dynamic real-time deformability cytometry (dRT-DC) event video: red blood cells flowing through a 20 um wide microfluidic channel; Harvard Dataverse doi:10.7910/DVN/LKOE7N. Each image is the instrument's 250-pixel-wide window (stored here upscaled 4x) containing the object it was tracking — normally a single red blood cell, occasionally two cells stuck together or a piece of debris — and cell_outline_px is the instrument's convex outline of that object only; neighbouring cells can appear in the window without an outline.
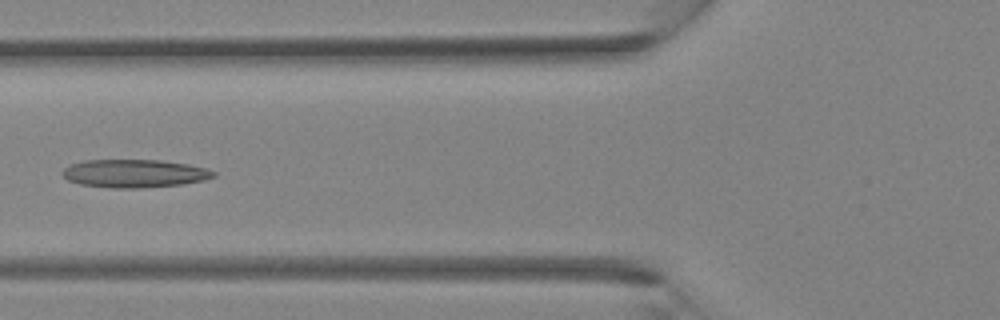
{"species": "Egyptian fruit bat (a non-hibernating species)", "species_latin": "Rousettus aegyptiacus", "temperature_condition": "room temperature", "stored_images_in_passage": 37, "camera_frame_rate_fps": 3000, "um_per_image_px": 0.085, "animal": {"sex": "female"}, "frame": {"image": 1, "passage_image": 14, "time_ms": 4.333, "image_size_px": [1000, 320], "cell_outline_px": [[216, 176], [204, 180], [184, 184], [140, 188], [112, 188], [80, 184], [68, 180], [60, 172], [68, 164], [84, 160], [160, 160], [188, 164], [208, 168], [216, 172]], "centroid_in_image_um": [11.43, 14.74], "position_along_channel_um": 114.4, "area_um2": 24.97}}
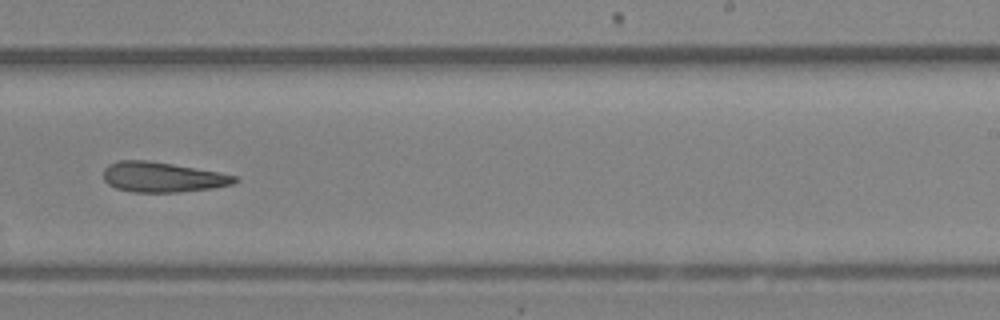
{"frame": {"image": 2, "passage_image": 23, "time_ms": 7.333, "image_size_px": [1000, 320], "cell_outline_px": [[240, 180], [232, 184], [212, 188], [180, 192], [132, 192], [116, 188], [108, 184], [104, 180], [104, 168], [108, 164], [120, 160], [148, 160], [172, 164], [216, 172], [236, 176]], "centroid_in_image_um": [13.77, 15.06], "position_along_channel_um": 275.2, "area_um2": 22.89}}
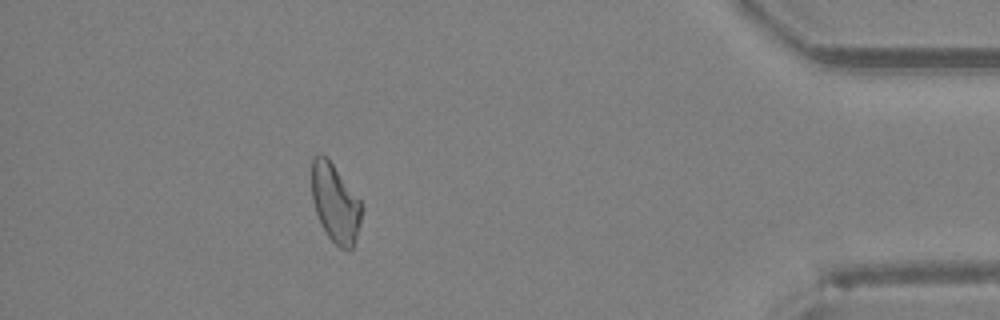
{"frame": {"image": 3, "passage_image": 33, "time_ms": 10.667, "image_size_px": [1000, 320], "cell_outline_px": [[360, 224], [352, 248], [348, 252], [340, 248], [328, 236], [316, 212], [312, 200], [312, 160], [320, 152], [332, 164], [360, 200]], "centroid_in_image_um": [28.48, 17.29], "position_along_channel_um": 406.7, "area_um2": 22.14}}